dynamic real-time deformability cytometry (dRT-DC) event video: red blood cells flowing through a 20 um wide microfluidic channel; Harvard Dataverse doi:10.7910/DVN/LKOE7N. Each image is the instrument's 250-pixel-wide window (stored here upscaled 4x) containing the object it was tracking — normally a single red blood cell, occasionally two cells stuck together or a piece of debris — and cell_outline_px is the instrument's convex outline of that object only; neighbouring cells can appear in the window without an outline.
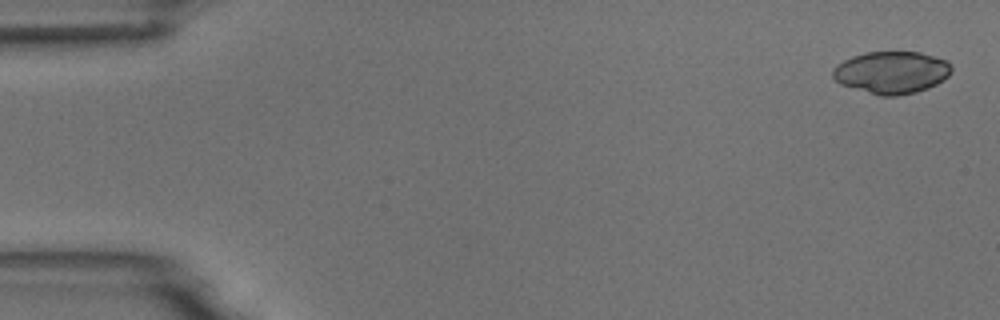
{"species": "common noctule bat (a hibernating species)", "species_latin": "Nyctalus noctula", "temperature_condition": "room temperature", "stored_images_in_passage": 6, "camera_frame_rate_fps": 3000, "um_per_image_px": 0.085, "animal": {"sex": "male", "body_mass_g": 18.8}, "frame": {"image": 1, "passage_image": 1, "time_ms": 0.0, "image_size_px": [1000, 320], "cell_outline_px": [[952, 72], [944, 80], [928, 88], [916, 92], [896, 96], [880, 96], [840, 84], [832, 76], [832, 68], [836, 64], [852, 56], [864, 52], [920, 52], [936, 56], [948, 60], [952, 68]], "centroid_in_image_um": [75.79, 6.15], "position_along_channel_um": 9.2, "area_um2": 29.54}}
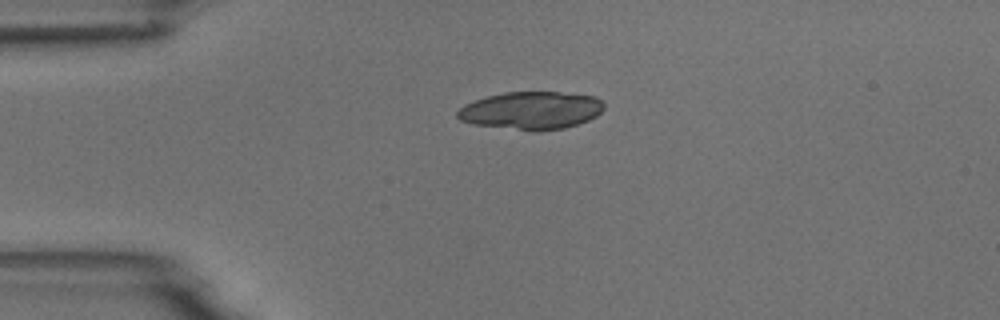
{"frame": {"image": 2, "passage_image": 4, "time_ms": 3.667, "image_size_px": [1000, 320], "cell_outline_px": [[604, 108], [596, 116], [588, 120], [564, 128], [536, 132], [532, 132], [472, 124], [460, 120], [456, 116], [456, 112], [464, 104], [488, 96], [504, 92], [560, 92], [596, 96], [604, 104]], "centroid_in_image_um": [45.14, 9.4], "position_along_channel_um": 39.9, "area_um2": 32.48}}